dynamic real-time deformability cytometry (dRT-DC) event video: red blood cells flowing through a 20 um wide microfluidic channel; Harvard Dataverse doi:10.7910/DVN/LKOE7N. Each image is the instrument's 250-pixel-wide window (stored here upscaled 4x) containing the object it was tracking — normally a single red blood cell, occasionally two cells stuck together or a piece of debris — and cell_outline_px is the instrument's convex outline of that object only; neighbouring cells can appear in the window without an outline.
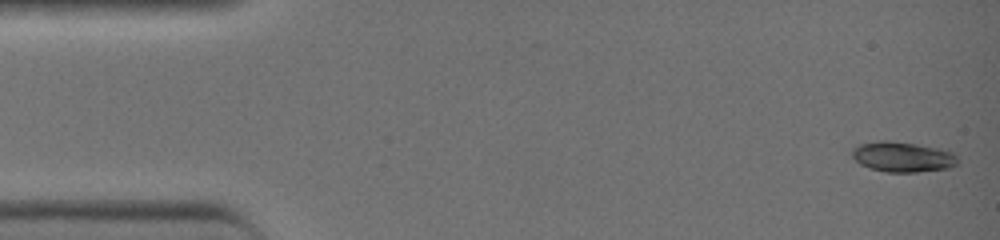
{"species": "common noctule bat (a hibernating species)", "species_latin": "Nyctalus noctula", "temperature_condition": "warm", "stored_images_in_passage": 42, "camera_frame_rate_fps": 3000, "um_per_image_px": 0.085, "animal": {"sex": "female", "body_mass_g": 19.0, "forearm_length_mm": 51.5}, "frame": {"image": 1, "passage_image": 1, "time_ms": 0.0, "image_size_px": [1000, 240], "cell_outline_px": [[960, 160], [956, 164], [948, 168], [916, 172], [888, 172], [868, 168], [860, 164], [852, 156], [852, 148], [860, 144], [880, 140], [888, 140], [916, 144], [940, 148], [952, 152]], "centroid_in_image_um": [76.72, 13.33], "position_along_channel_um": 8.3, "area_um2": 18.67}}
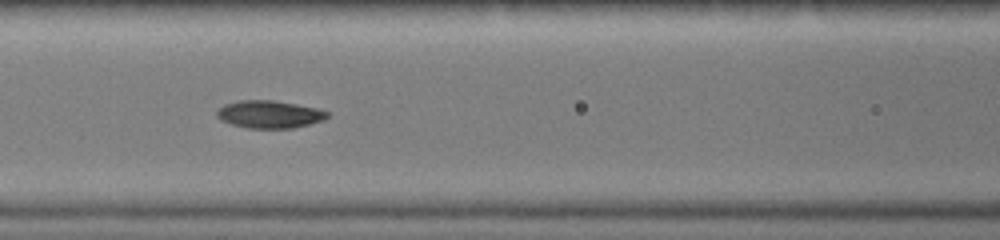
{"frame": {"image": 2, "passage_image": 18, "time_ms": 5.667, "image_size_px": [1000, 240], "cell_outline_px": [[328, 116], [324, 120], [292, 128], [248, 128], [232, 124], [220, 120], [216, 116], [216, 112], [224, 104], [240, 100], [272, 100], [296, 104], [316, 108], [328, 112]], "centroid_in_image_um": [22.87, 9.71], "position_along_channel_um": 143.7, "area_um2": 17.63}}
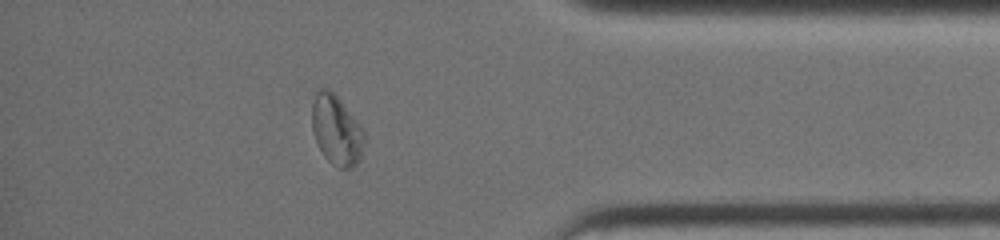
{"frame": {"image": 3, "passage_image": 36, "time_ms": 11.667, "image_size_px": [1000, 240], "cell_outline_px": [[364, 140], [360, 160], [352, 168], [340, 168], [332, 164], [324, 156], [316, 140], [312, 128], [312, 104], [316, 92], [320, 88], [328, 88], [336, 96], [356, 120], [364, 132]], "centroid_in_image_um": [28.59, 11.08], "position_along_channel_um": 406.6, "area_um2": 20.92}, "authors_computed_cell_mechanics": {"area_um2": 17.7446, "velocity_mm_per_s": 4.6172, "shape_relaxation_time_tau1_ms": 4.8473, "shape_relaxation_time_tau2_ms": 1.084, "deformation_change_tau1": 0.2011, "deformation_change_tau2": 0.0344}}